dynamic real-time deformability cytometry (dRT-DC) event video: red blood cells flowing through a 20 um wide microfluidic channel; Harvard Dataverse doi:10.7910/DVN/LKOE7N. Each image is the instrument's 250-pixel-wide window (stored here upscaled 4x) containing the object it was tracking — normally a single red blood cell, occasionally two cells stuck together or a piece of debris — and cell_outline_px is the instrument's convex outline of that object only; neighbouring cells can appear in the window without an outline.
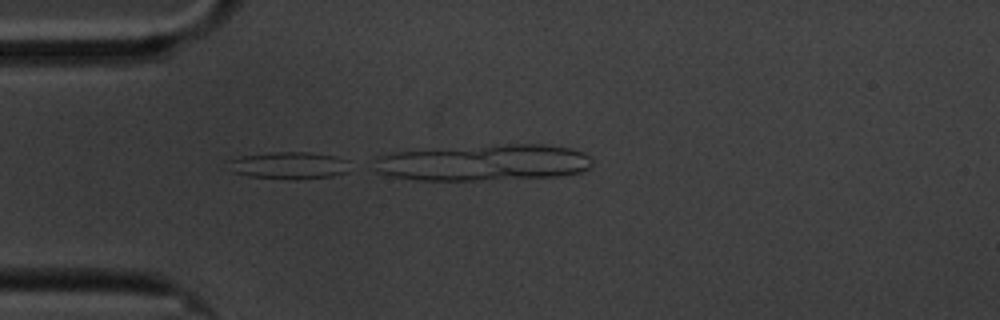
{"species": "common noctule bat (a hibernating species)", "species_latin": "Nyctalus noctula", "temperature_condition": "cold", "stored_images_in_passage": 16, "camera_frame_rate_fps": 3000, "um_per_image_px": 0.085, "animal": {"sex": "male", "body_mass_g": 20.1, "forearm_length_mm": 53.5}, "frame": {"image": 1, "passage_image": 14, "time_ms": 4.333, "image_size_px": [1000, 320], "cell_outline_px": [[348, 172], [332, 176], [248, 176], [232, 172], [224, 160], [240, 156], [272, 152], [308, 152], [336, 156], [348, 160]], "centroid_in_image_um": [24.5, 13.99], "position_along_channel_um": 60.5, "area_um2": 18.38}}